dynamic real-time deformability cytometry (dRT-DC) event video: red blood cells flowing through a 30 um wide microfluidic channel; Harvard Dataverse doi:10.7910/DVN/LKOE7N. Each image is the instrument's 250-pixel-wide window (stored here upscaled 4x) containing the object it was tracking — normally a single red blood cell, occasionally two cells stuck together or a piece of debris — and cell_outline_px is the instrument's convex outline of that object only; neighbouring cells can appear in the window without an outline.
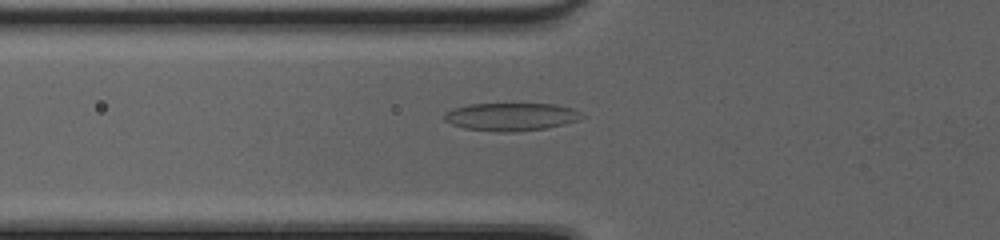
{"species": "common noctule bat (a hibernating species)", "species_latin": "Nyctalus noctula", "temperature_condition": "cold", "stored_images_in_passage": 36, "camera_frame_rate_fps": 3000, "um_per_image_px": 0.085, "animal": {"sex": "female", "body_mass_g": 20.0, "forearm_length_mm": 54.0}, "frame": {"image": 1, "passage_image": 6, "time_ms": 1.667, "image_size_px": [1000, 240], "cell_outline_px": [[584, 116], [580, 120], [564, 124], [544, 128], [512, 132], [496, 132], [464, 128], [452, 124], [444, 120], [444, 116], [452, 108], [468, 104], [556, 104], [572, 108], [580, 112]], "centroid_in_image_um": [43.45, 9.92], "position_along_channel_um": 82.4, "area_um2": 22.31}}
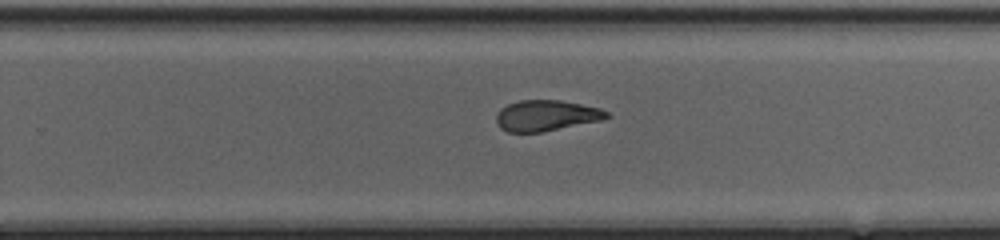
{"frame": {"image": 2, "passage_image": 20, "time_ms": 6.333, "image_size_px": [1000, 240], "cell_outline_px": [[612, 116], [600, 120], [540, 132], [508, 132], [500, 128], [496, 124], [496, 112], [500, 108], [508, 104], [520, 100], [560, 100], [600, 108], [608, 112]], "centroid_in_image_um": [46.39, 9.81], "position_along_channel_um": 283.4, "area_um2": 19.77}}
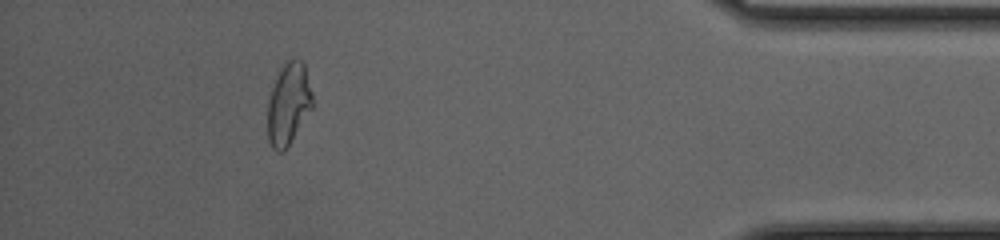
{"frame": {"image": 3, "passage_image": 32, "time_ms": 10.333, "image_size_px": [1000, 240], "cell_outline_px": [[312, 108], [284, 152], [280, 152], [272, 148], [268, 140], [268, 100], [272, 88], [280, 68], [284, 60], [296, 56], [304, 64], [312, 92]], "centroid_in_image_um": [24.52, 8.79], "position_along_channel_um": 410.7, "area_um2": 21.44}, "authors_computed_cell_mechanics": {"area_um2": 21.1837, "velocity_mm_per_s": 4.2952, "shape_relaxation_time_tau1_ms": 9.4142, "shape_relaxation_time_tau2_ms": 1.2817, "deformation_change_tau1": 0.2429, "deformation_change_tau2": 0.0719}}